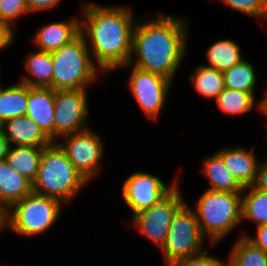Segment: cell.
Instances as JSON below:
<instances>
[{
    "label": "cell",
    "instance_id": "cell-25",
    "mask_svg": "<svg viewBox=\"0 0 267 266\" xmlns=\"http://www.w3.org/2000/svg\"><path fill=\"white\" fill-rule=\"evenodd\" d=\"M225 88L244 91L254 96L256 75L252 64L242 60L232 68L222 72Z\"/></svg>",
    "mask_w": 267,
    "mask_h": 266
},
{
    "label": "cell",
    "instance_id": "cell-29",
    "mask_svg": "<svg viewBox=\"0 0 267 266\" xmlns=\"http://www.w3.org/2000/svg\"><path fill=\"white\" fill-rule=\"evenodd\" d=\"M30 13L25 0H0V19L10 26L21 14Z\"/></svg>",
    "mask_w": 267,
    "mask_h": 266
},
{
    "label": "cell",
    "instance_id": "cell-3",
    "mask_svg": "<svg viewBox=\"0 0 267 266\" xmlns=\"http://www.w3.org/2000/svg\"><path fill=\"white\" fill-rule=\"evenodd\" d=\"M56 143L55 141L43 148L37 176L32 183V192L60 202H70L87 181Z\"/></svg>",
    "mask_w": 267,
    "mask_h": 266
},
{
    "label": "cell",
    "instance_id": "cell-8",
    "mask_svg": "<svg viewBox=\"0 0 267 266\" xmlns=\"http://www.w3.org/2000/svg\"><path fill=\"white\" fill-rule=\"evenodd\" d=\"M176 187L158 204L133 215L134 226L162 248L177 210L185 203Z\"/></svg>",
    "mask_w": 267,
    "mask_h": 266
},
{
    "label": "cell",
    "instance_id": "cell-14",
    "mask_svg": "<svg viewBox=\"0 0 267 266\" xmlns=\"http://www.w3.org/2000/svg\"><path fill=\"white\" fill-rule=\"evenodd\" d=\"M2 130L11 143L17 146L47 147L53 141L28 116L11 118L3 123Z\"/></svg>",
    "mask_w": 267,
    "mask_h": 266
},
{
    "label": "cell",
    "instance_id": "cell-19",
    "mask_svg": "<svg viewBox=\"0 0 267 266\" xmlns=\"http://www.w3.org/2000/svg\"><path fill=\"white\" fill-rule=\"evenodd\" d=\"M44 147L10 146L6 161L19 174L33 183L39 169Z\"/></svg>",
    "mask_w": 267,
    "mask_h": 266
},
{
    "label": "cell",
    "instance_id": "cell-9",
    "mask_svg": "<svg viewBox=\"0 0 267 266\" xmlns=\"http://www.w3.org/2000/svg\"><path fill=\"white\" fill-rule=\"evenodd\" d=\"M63 136L67 137L66 143L58 145L80 175L89 182L100 171L98 164L103 155L102 140L90 129Z\"/></svg>",
    "mask_w": 267,
    "mask_h": 266
},
{
    "label": "cell",
    "instance_id": "cell-2",
    "mask_svg": "<svg viewBox=\"0 0 267 266\" xmlns=\"http://www.w3.org/2000/svg\"><path fill=\"white\" fill-rule=\"evenodd\" d=\"M186 25L185 20L169 15L141 24L136 20L131 54L135 52L138 59L133 66L172 81L186 53Z\"/></svg>",
    "mask_w": 267,
    "mask_h": 266
},
{
    "label": "cell",
    "instance_id": "cell-23",
    "mask_svg": "<svg viewBox=\"0 0 267 266\" xmlns=\"http://www.w3.org/2000/svg\"><path fill=\"white\" fill-rule=\"evenodd\" d=\"M248 190L246 196L241 197V219L252 220L257 226L267 225V192L255 189L252 186L244 187Z\"/></svg>",
    "mask_w": 267,
    "mask_h": 266
},
{
    "label": "cell",
    "instance_id": "cell-35",
    "mask_svg": "<svg viewBox=\"0 0 267 266\" xmlns=\"http://www.w3.org/2000/svg\"><path fill=\"white\" fill-rule=\"evenodd\" d=\"M9 148H10V144L2 130L0 132V161L6 159Z\"/></svg>",
    "mask_w": 267,
    "mask_h": 266
},
{
    "label": "cell",
    "instance_id": "cell-22",
    "mask_svg": "<svg viewBox=\"0 0 267 266\" xmlns=\"http://www.w3.org/2000/svg\"><path fill=\"white\" fill-rule=\"evenodd\" d=\"M209 67L225 71L242 61L240 47L232 40H220L215 42L207 50Z\"/></svg>",
    "mask_w": 267,
    "mask_h": 266
},
{
    "label": "cell",
    "instance_id": "cell-6",
    "mask_svg": "<svg viewBox=\"0 0 267 266\" xmlns=\"http://www.w3.org/2000/svg\"><path fill=\"white\" fill-rule=\"evenodd\" d=\"M62 204L55 198L31 192L7 210L6 227L24 236L42 234L58 220Z\"/></svg>",
    "mask_w": 267,
    "mask_h": 266
},
{
    "label": "cell",
    "instance_id": "cell-4",
    "mask_svg": "<svg viewBox=\"0 0 267 266\" xmlns=\"http://www.w3.org/2000/svg\"><path fill=\"white\" fill-rule=\"evenodd\" d=\"M241 195L208 189L200 196L194 212L205 238L215 243L242 221Z\"/></svg>",
    "mask_w": 267,
    "mask_h": 266
},
{
    "label": "cell",
    "instance_id": "cell-15",
    "mask_svg": "<svg viewBox=\"0 0 267 266\" xmlns=\"http://www.w3.org/2000/svg\"><path fill=\"white\" fill-rule=\"evenodd\" d=\"M80 34V20L72 18L67 22H53L36 32L35 44L40 51L52 53L68 44Z\"/></svg>",
    "mask_w": 267,
    "mask_h": 266
},
{
    "label": "cell",
    "instance_id": "cell-34",
    "mask_svg": "<svg viewBox=\"0 0 267 266\" xmlns=\"http://www.w3.org/2000/svg\"><path fill=\"white\" fill-rule=\"evenodd\" d=\"M29 12L33 13L34 11H41L50 8H54L60 0H25Z\"/></svg>",
    "mask_w": 267,
    "mask_h": 266
},
{
    "label": "cell",
    "instance_id": "cell-24",
    "mask_svg": "<svg viewBox=\"0 0 267 266\" xmlns=\"http://www.w3.org/2000/svg\"><path fill=\"white\" fill-rule=\"evenodd\" d=\"M190 78L195 90L206 97H214L215 100L225 89L222 71L213 67L198 66Z\"/></svg>",
    "mask_w": 267,
    "mask_h": 266
},
{
    "label": "cell",
    "instance_id": "cell-38",
    "mask_svg": "<svg viewBox=\"0 0 267 266\" xmlns=\"http://www.w3.org/2000/svg\"><path fill=\"white\" fill-rule=\"evenodd\" d=\"M3 124L0 122V132L2 131Z\"/></svg>",
    "mask_w": 267,
    "mask_h": 266
},
{
    "label": "cell",
    "instance_id": "cell-31",
    "mask_svg": "<svg viewBox=\"0 0 267 266\" xmlns=\"http://www.w3.org/2000/svg\"><path fill=\"white\" fill-rule=\"evenodd\" d=\"M14 31L6 21L0 19V50L8 48L13 41Z\"/></svg>",
    "mask_w": 267,
    "mask_h": 266
},
{
    "label": "cell",
    "instance_id": "cell-1",
    "mask_svg": "<svg viewBox=\"0 0 267 266\" xmlns=\"http://www.w3.org/2000/svg\"><path fill=\"white\" fill-rule=\"evenodd\" d=\"M82 5L86 20L80 21V34L94 53L98 67L107 73L131 66L136 21L134 23L129 7Z\"/></svg>",
    "mask_w": 267,
    "mask_h": 266
},
{
    "label": "cell",
    "instance_id": "cell-5",
    "mask_svg": "<svg viewBox=\"0 0 267 266\" xmlns=\"http://www.w3.org/2000/svg\"><path fill=\"white\" fill-rule=\"evenodd\" d=\"M85 38L79 34L68 44L52 52L53 90L86 89L96 79V67ZM86 86V87H85Z\"/></svg>",
    "mask_w": 267,
    "mask_h": 266
},
{
    "label": "cell",
    "instance_id": "cell-20",
    "mask_svg": "<svg viewBox=\"0 0 267 266\" xmlns=\"http://www.w3.org/2000/svg\"><path fill=\"white\" fill-rule=\"evenodd\" d=\"M204 161L202 171L210 181V190L244 193V187L230 173L217 153L206 158Z\"/></svg>",
    "mask_w": 267,
    "mask_h": 266
},
{
    "label": "cell",
    "instance_id": "cell-18",
    "mask_svg": "<svg viewBox=\"0 0 267 266\" xmlns=\"http://www.w3.org/2000/svg\"><path fill=\"white\" fill-rule=\"evenodd\" d=\"M24 67L30 75L28 78L24 77L20 83L30 87L52 88L54 65L51 53L40 50L31 53L26 58Z\"/></svg>",
    "mask_w": 267,
    "mask_h": 266
},
{
    "label": "cell",
    "instance_id": "cell-13",
    "mask_svg": "<svg viewBox=\"0 0 267 266\" xmlns=\"http://www.w3.org/2000/svg\"><path fill=\"white\" fill-rule=\"evenodd\" d=\"M54 98L55 90L52 88L28 86L26 116L30 117L53 142Z\"/></svg>",
    "mask_w": 267,
    "mask_h": 266
},
{
    "label": "cell",
    "instance_id": "cell-7",
    "mask_svg": "<svg viewBox=\"0 0 267 266\" xmlns=\"http://www.w3.org/2000/svg\"><path fill=\"white\" fill-rule=\"evenodd\" d=\"M204 239L195 212L184 203L173 217L161 250L169 264L200 253Z\"/></svg>",
    "mask_w": 267,
    "mask_h": 266
},
{
    "label": "cell",
    "instance_id": "cell-27",
    "mask_svg": "<svg viewBox=\"0 0 267 266\" xmlns=\"http://www.w3.org/2000/svg\"><path fill=\"white\" fill-rule=\"evenodd\" d=\"M254 96L251 93L225 88L216 99L219 109L230 115L246 113L254 107Z\"/></svg>",
    "mask_w": 267,
    "mask_h": 266
},
{
    "label": "cell",
    "instance_id": "cell-11",
    "mask_svg": "<svg viewBox=\"0 0 267 266\" xmlns=\"http://www.w3.org/2000/svg\"><path fill=\"white\" fill-rule=\"evenodd\" d=\"M131 71L128 87L145 116L156 119L166 102L171 80L135 66Z\"/></svg>",
    "mask_w": 267,
    "mask_h": 266
},
{
    "label": "cell",
    "instance_id": "cell-17",
    "mask_svg": "<svg viewBox=\"0 0 267 266\" xmlns=\"http://www.w3.org/2000/svg\"><path fill=\"white\" fill-rule=\"evenodd\" d=\"M32 192V183L13 169L6 160L0 161V205L8 210Z\"/></svg>",
    "mask_w": 267,
    "mask_h": 266
},
{
    "label": "cell",
    "instance_id": "cell-37",
    "mask_svg": "<svg viewBox=\"0 0 267 266\" xmlns=\"http://www.w3.org/2000/svg\"><path fill=\"white\" fill-rule=\"evenodd\" d=\"M257 106H258V109H260V111H262L263 114L267 116V94L264 95L262 101H260Z\"/></svg>",
    "mask_w": 267,
    "mask_h": 266
},
{
    "label": "cell",
    "instance_id": "cell-26",
    "mask_svg": "<svg viewBox=\"0 0 267 266\" xmlns=\"http://www.w3.org/2000/svg\"><path fill=\"white\" fill-rule=\"evenodd\" d=\"M228 260L226 266H267V253L242 236L233 246Z\"/></svg>",
    "mask_w": 267,
    "mask_h": 266
},
{
    "label": "cell",
    "instance_id": "cell-16",
    "mask_svg": "<svg viewBox=\"0 0 267 266\" xmlns=\"http://www.w3.org/2000/svg\"><path fill=\"white\" fill-rule=\"evenodd\" d=\"M225 166L243 186H251L257 173V159L252 151L245 148L222 149L217 152Z\"/></svg>",
    "mask_w": 267,
    "mask_h": 266
},
{
    "label": "cell",
    "instance_id": "cell-32",
    "mask_svg": "<svg viewBox=\"0 0 267 266\" xmlns=\"http://www.w3.org/2000/svg\"><path fill=\"white\" fill-rule=\"evenodd\" d=\"M245 238L250 241L254 246L260 248L267 253V225L257 226V236L250 237L244 235Z\"/></svg>",
    "mask_w": 267,
    "mask_h": 266
},
{
    "label": "cell",
    "instance_id": "cell-10",
    "mask_svg": "<svg viewBox=\"0 0 267 266\" xmlns=\"http://www.w3.org/2000/svg\"><path fill=\"white\" fill-rule=\"evenodd\" d=\"M87 101L85 89L55 90L54 139L88 129Z\"/></svg>",
    "mask_w": 267,
    "mask_h": 266
},
{
    "label": "cell",
    "instance_id": "cell-30",
    "mask_svg": "<svg viewBox=\"0 0 267 266\" xmlns=\"http://www.w3.org/2000/svg\"><path fill=\"white\" fill-rule=\"evenodd\" d=\"M168 266H226V262L216 259L215 257L208 256L206 250L201 251L198 254L184 257L171 263Z\"/></svg>",
    "mask_w": 267,
    "mask_h": 266
},
{
    "label": "cell",
    "instance_id": "cell-21",
    "mask_svg": "<svg viewBox=\"0 0 267 266\" xmlns=\"http://www.w3.org/2000/svg\"><path fill=\"white\" fill-rule=\"evenodd\" d=\"M28 85L20 83L0 91V122L26 115Z\"/></svg>",
    "mask_w": 267,
    "mask_h": 266
},
{
    "label": "cell",
    "instance_id": "cell-36",
    "mask_svg": "<svg viewBox=\"0 0 267 266\" xmlns=\"http://www.w3.org/2000/svg\"><path fill=\"white\" fill-rule=\"evenodd\" d=\"M5 225L7 226V210L0 205V231Z\"/></svg>",
    "mask_w": 267,
    "mask_h": 266
},
{
    "label": "cell",
    "instance_id": "cell-33",
    "mask_svg": "<svg viewBox=\"0 0 267 266\" xmlns=\"http://www.w3.org/2000/svg\"><path fill=\"white\" fill-rule=\"evenodd\" d=\"M251 186L255 189L267 192V161L257 167V173Z\"/></svg>",
    "mask_w": 267,
    "mask_h": 266
},
{
    "label": "cell",
    "instance_id": "cell-12",
    "mask_svg": "<svg viewBox=\"0 0 267 266\" xmlns=\"http://www.w3.org/2000/svg\"><path fill=\"white\" fill-rule=\"evenodd\" d=\"M176 185V180L167 186L157 176L136 172L124 181L122 197L127 206L131 208L133 216L142 210L158 204Z\"/></svg>",
    "mask_w": 267,
    "mask_h": 266
},
{
    "label": "cell",
    "instance_id": "cell-28",
    "mask_svg": "<svg viewBox=\"0 0 267 266\" xmlns=\"http://www.w3.org/2000/svg\"><path fill=\"white\" fill-rule=\"evenodd\" d=\"M234 10L254 16L267 19V0H221Z\"/></svg>",
    "mask_w": 267,
    "mask_h": 266
}]
</instances>
